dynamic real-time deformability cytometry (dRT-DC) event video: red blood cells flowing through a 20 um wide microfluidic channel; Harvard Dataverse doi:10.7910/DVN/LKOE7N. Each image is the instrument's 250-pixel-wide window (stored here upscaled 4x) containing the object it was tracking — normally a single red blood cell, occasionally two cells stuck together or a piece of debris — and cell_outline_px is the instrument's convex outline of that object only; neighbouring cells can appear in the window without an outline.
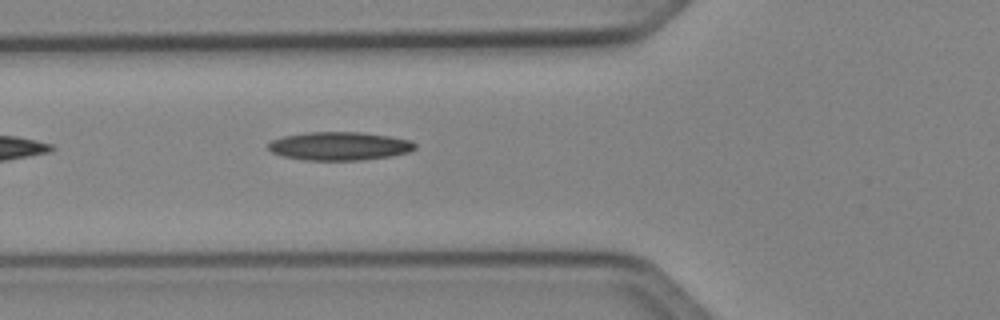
{"species": "Egyptian fruit bat (a non-hibernating species)", "species_latin": "Rousettus aegyptiacus", "temperature_condition": "cold", "stored_images_in_passage": 6, "camera_frame_rate_fps": 3000, "um_per_image_px": 0.085, "animal": {"sex": "female"}, "frame": {"image": 1, "passage_image": 6, "time_ms": 6.0, "image_size_px": [1000, 320], "cell_outline_px": [[416, 148], [408, 152], [392, 156], [360, 160], [304, 160], [284, 156], [272, 152], [268, 148], [268, 144], [272, 140], [284, 136], [308, 132], [360, 132], [388, 136], [412, 140], [416, 144]], "centroid_in_image_um": [28.87, 12.41], "position_along_channel_um": 96.9, "area_um2": 24.22}}